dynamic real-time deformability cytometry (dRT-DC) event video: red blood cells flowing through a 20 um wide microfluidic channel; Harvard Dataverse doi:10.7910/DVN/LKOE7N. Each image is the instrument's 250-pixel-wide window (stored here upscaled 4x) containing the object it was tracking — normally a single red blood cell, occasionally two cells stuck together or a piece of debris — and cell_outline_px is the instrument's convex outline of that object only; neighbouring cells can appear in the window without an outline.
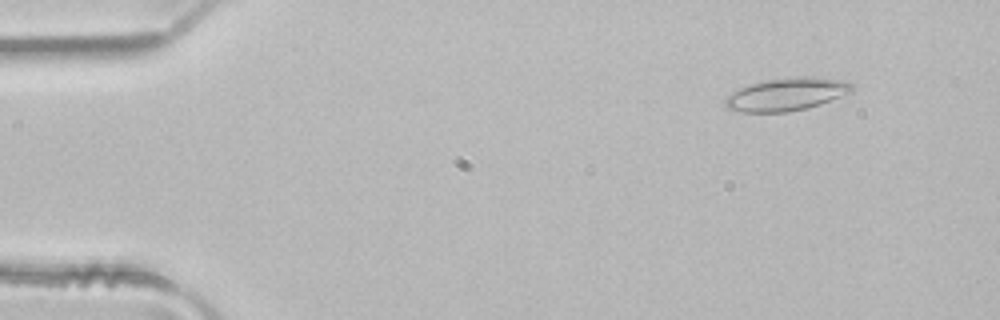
{"species": "common noctule bat (a hibernating species)", "species_latin": "Nyctalus noctula", "temperature_condition": "room temperature", "stored_images_in_passage": 4, "camera_frame_rate_fps": 3000, "um_per_image_px": 0.085, "animal": {"sex": "male", "body_mass_g": 21.5, "forearm_length_mm": 52.0}, "frame": {"image": 1, "passage_image": 1, "time_ms": 0.0, "image_size_px": [1000, 320], "cell_outline_px": [[856, 88], [852, 92], [820, 104], [808, 108], [788, 112], [744, 112], [724, 108], [724, 100], [728, 96], [740, 88], [748, 84], [764, 80], [796, 76], [808, 76], [840, 80], [852, 84]], "centroid_in_image_um": [66.85, 8.01], "position_along_channel_um": 18.1, "area_um2": 24.33}}
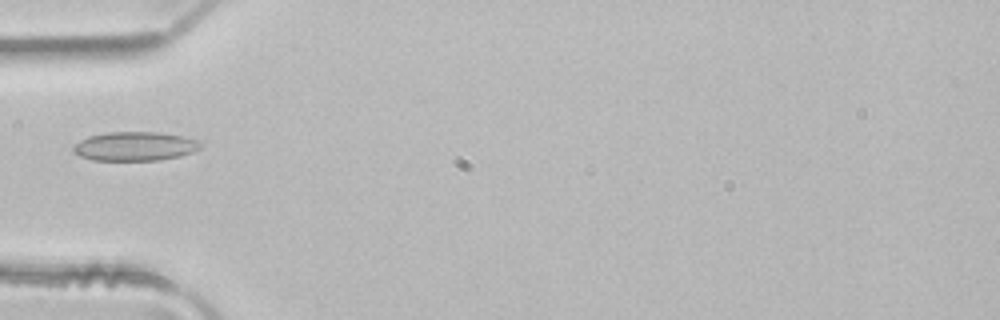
{"frame": {"image": 2, "passage_image": 4, "time_ms": 1.0, "image_size_px": [1000, 320], "cell_outline_px": [[204, 144], [200, 148], [192, 152], [180, 156], [160, 160], [92, 160], [80, 156], [72, 152], [72, 148], [80, 140], [88, 136], [108, 132], [160, 132], [184, 136], [196, 140]], "centroid_in_image_um": [11.47, 12.43], "position_along_channel_um": 73.5, "area_um2": 21.62}}